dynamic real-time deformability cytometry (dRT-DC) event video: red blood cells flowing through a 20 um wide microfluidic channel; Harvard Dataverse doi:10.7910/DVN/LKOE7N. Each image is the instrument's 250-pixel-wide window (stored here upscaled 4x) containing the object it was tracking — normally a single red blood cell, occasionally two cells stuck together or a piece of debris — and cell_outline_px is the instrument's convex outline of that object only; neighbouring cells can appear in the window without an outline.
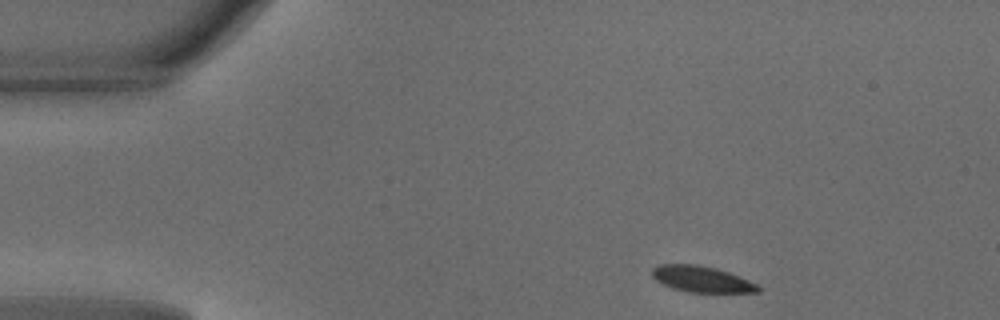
{"species": "common noctule bat (a hibernating species)", "species_latin": "Nyctalus noctula", "temperature_condition": "warm", "stored_images_in_passage": 42, "camera_frame_rate_fps": 3000, "um_per_image_px": 0.085, "animal": {"sex": "male", "body_mass_g": 18.8}, "frame": {"image": 1, "passage_image": 1, "time_ms": 0.0, "image_size_px": [1000, 320], "cell_outline_px": [[760, 292], [688, 292], [672, 288], [656, 280], [652, 276], [652, 268], [660, 264], [696, 264], [716, 268], [728, 272], [748, 280], [756, 284], [760, 288]], "centroid_in_image_um": [59.61, 23.72], "position_along_channel_um": 25.4, "area_um2": 15.95}}
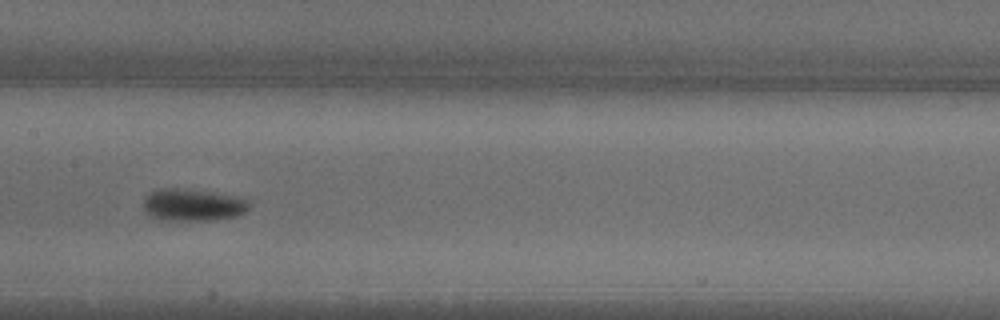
{"frame": {"image": 2, "passage_image": 18, "time_ms": 5.667, "image_size_px": [1000, 320], "cell_outline_px": [[248, 208], [244, 212], [236, 216], [212, 220], [164, 220], [152, 216], [144, 208], [144, 196], [148, 192], [156, 188], [188, 188], [248, 196]], "centroid_in_image_um": [16.44, 17.37], "position_along_channel_um": 191.0, "area_um2": 20.4}}
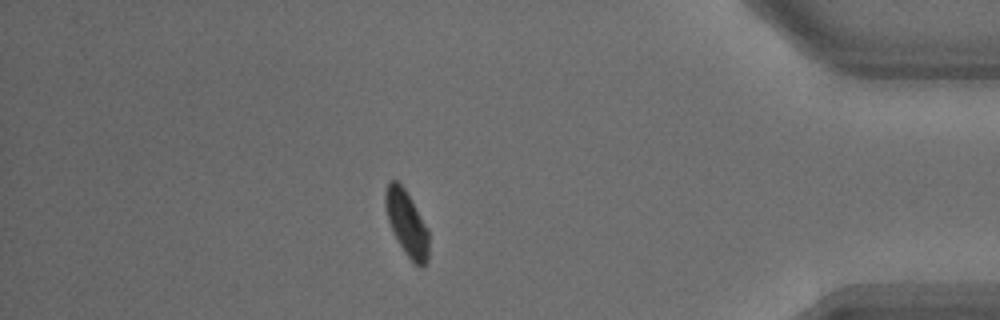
{"frame": {"image": 3, "passage_image": 36, "time_ms": 11.667, "image_size_px": [1000, 320], "cell_outline_px": [[428, 260], [420, 268], [412, 264], [404, 252], [392, 232], [388, 220], [384, 204], [384, 192], [388, 184], [392, 180], [396, 180], [404, 188], [412, 200], [428, 228]], "centroid_in_image_um": [34.57, 19.01], "position_along_channel_um": 400.6, "area_um2": 16.7}, "authors_computed_cell_mechanics": {"area_um2": 17.6001, "velocity_mm_per_s": 4.117, "shape_relaxation_time_tau1_ms": 3.5614, "shape_relaxation_time_tau2_ms": null, "deformation_change_tau1": 0.141, "deformation_change_tau2": null}}